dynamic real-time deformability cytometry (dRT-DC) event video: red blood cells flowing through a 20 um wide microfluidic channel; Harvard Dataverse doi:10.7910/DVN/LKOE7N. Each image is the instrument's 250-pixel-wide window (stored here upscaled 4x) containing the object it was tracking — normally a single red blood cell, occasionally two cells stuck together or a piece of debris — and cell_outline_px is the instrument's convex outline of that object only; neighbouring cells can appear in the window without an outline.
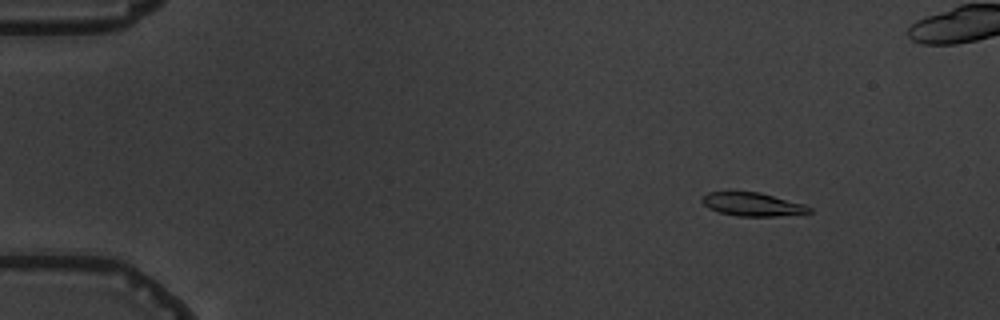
{"species": "common noctule bat (a hibernating species)", "species_latin": "Nyctalus noctula", "temperature_condition": "warm", "stored_images_in_passage": 6, "camera_frame_rate_fps": 3000, "um_per_image_px": 0.085, "animal": {"sex": "male", "body_mass_g": 19.5, "forearm_length_mm": 54.6}, "frame": {"image": 1, "passage_image": 3, "time_ms": 2.333, "image_size_px": [1000, 320], "cell_outline_px": [[812, 212], [776, 216], [736, 216], [720, 212], [708, 208], [700, 200], [708, 192], [728, 188], [760, 192], [804, 204], [812, 208]], "centroid_in_image_um": [63.88, 17.31], "position_along_channel_um": 21.1, "area_um2": 15.26}}